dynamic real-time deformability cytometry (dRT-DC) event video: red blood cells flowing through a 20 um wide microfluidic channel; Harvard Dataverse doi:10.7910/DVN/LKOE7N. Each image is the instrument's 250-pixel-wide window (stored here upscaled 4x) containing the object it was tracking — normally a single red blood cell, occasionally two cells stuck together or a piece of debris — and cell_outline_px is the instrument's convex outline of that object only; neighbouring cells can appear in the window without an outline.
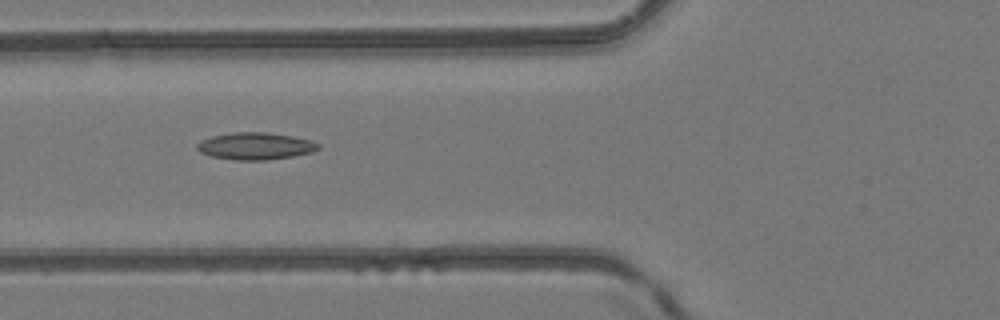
{"species": "common noctule bat (a hibernating species)", "species_latin": "Nyctalus noctula", "temperature_condition": "room temperature", "stored_images_in_passage": 2, "camera_frame_rate_fps": 3000, "um_per_image_px": 0.085, "animal": {"sex": "female", "body_mass_g": 24.6, "forearm_length_mm": 56.2}, "frame": {"image": 1, "passage_image": 2, "time_ms": 1.0, "image_size_px": [1000, 320], "cell_outline_px": [[320, 148], [312, 152], [292, 156], [264, 160], [236, 160], [212, 156], [200, 152], [196, 148], [196, 144], [200, 140], [212, 136], [232, 132], [268, 132], [292, 136], [312, 140], [320, 144]], "centroid_in_image_um": [21.71, 12.4], "position_along_channel_um": 104.1, "area_um2": 19.19}}